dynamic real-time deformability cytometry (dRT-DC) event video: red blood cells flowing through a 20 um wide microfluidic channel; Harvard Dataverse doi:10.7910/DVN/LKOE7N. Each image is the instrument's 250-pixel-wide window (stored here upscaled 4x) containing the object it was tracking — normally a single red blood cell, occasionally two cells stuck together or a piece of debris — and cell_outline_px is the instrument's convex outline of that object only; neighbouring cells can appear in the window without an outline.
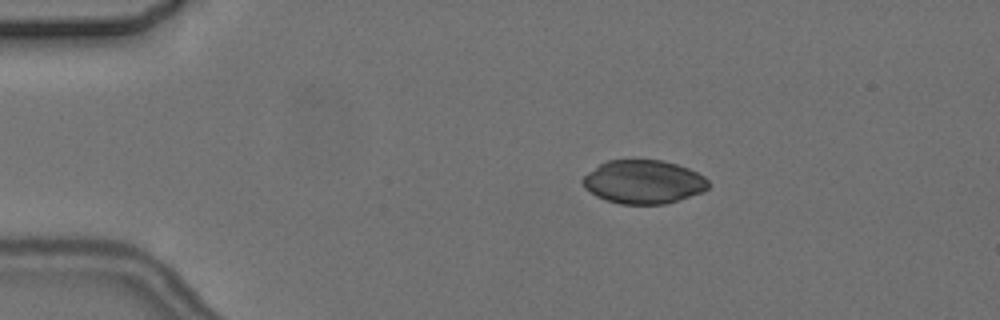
{"species": "common noctule bat (a hibernating species)", "species_latin": "Nyctalus noctula", "temperature_condition": "cold", "stored_images_in_passage": 12, "camera_frame_rate_fps": 3000, "um_per_image_px": 0.085, "animal": {"sex": "female", "body_mass_g": 24.6, "forearm_length_mm": 56.2}, "frame": {"image": 1, "passage_image": 3, "time_ms": 2.333, "image_size_px": [1000, 320], "cell_outline_px": [[708, 188], [704, 192], [664, 204], [620, 204], [604, 200], [596, 196], [584, 188], [580, 180], [588, 172], [600, 164], [608, 160], [664, 160], [688, 168], [704, 176], [708, 180]], "centroid_in_image_um": [54.67, 15.46], "position_along_channel_um": 30.3, "area_um2": 32.02}}
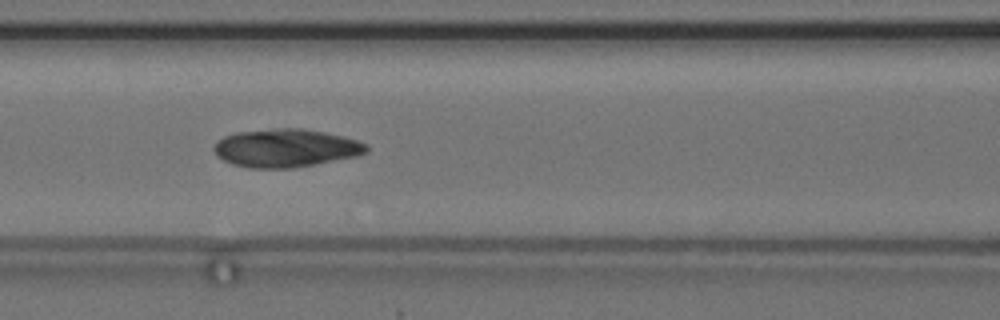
{"frame": {"image": 2, "passage_image": 6, "time_ms": 7.0, "image_size_px": [1000, 320], "cell_outline_px": [[368, 152], [356, 156], [316, 164], [292, 168], [248, 168], [232, 164], [216, 156], [212, 148], [216, 140], [224, 136], [236, 132], [276, 128], [300, 128], [324, 132], [344, 136], [368, 144]], "centroid_in_image_um": [24.26, 12.58], "position_along_channel_um": 142.3, "area_um2": 34.16}}